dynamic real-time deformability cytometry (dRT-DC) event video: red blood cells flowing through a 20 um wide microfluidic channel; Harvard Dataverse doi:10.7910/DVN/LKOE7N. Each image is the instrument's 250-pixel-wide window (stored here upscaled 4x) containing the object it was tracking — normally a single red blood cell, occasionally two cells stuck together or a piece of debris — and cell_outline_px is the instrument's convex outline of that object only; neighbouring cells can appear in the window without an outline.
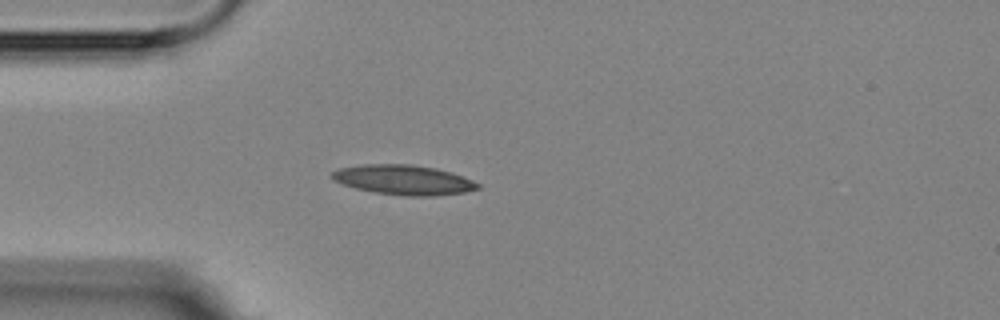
{"species": "Egyptian fruit bat (a non-hibernating species)", "species_latin": "Rousettus aegyptiacus", "temperature_condition": "room temperature", "stored_images_in_passage": 2, "camera_frame_rate_fps": 3000, "um_per_image_px": 0.085, "animal": {"sex": "female"}, "frame": {"image": 1, "passage_image": 1, "time_ms": 0.0, "image_size_px": [1000, 320], "cell_outline_px": [[480, 188], [464, 192], [428, 196], [404, 196], [376, 192], [356, 188], [332, 180], [328, 176], [332, 172], [340, 168], [360, 164], [408, 164], [436, 168], [452, 172], [472, 180], [480, 184]], "centroid_in_image_um": [34.28, 15.28], "position_along_channel_um": 50.7, "area_um2": 25.26}}